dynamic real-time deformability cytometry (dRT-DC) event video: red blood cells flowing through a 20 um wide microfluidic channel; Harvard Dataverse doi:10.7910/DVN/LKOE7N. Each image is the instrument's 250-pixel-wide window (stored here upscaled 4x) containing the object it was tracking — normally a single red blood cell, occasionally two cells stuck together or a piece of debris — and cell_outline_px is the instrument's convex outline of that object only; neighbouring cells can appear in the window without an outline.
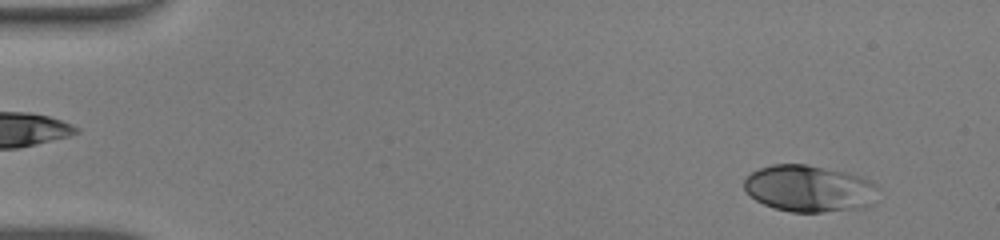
{"species": "human", "species_latin": "Homo sapiens", "temperature_condition": "warm", "stored_images_in_passage": 48, "camera_frame_rate_fps": 3000, "um_per_image_px": 0.085, "donor": {"sex": "male"}, "frame": {"image": 1, "passage_image": 4, "time_ms": 1.0, "image_size_px": [1000, 240], "cell_outline_px": [[880, 188], [876, 204], [868, 208], [824, 212], [792, 212], [772, 208], [748, 196], [744, 188], [744, 180], [752, 172], [760, 168], [772, 164], [808, 164], [848, 172], [860, 176], [876, 184]], "centroid_in_image_um": [68.85, 16.04], "position_along_channel_um": 16.1, "area_um2": 37.4}}
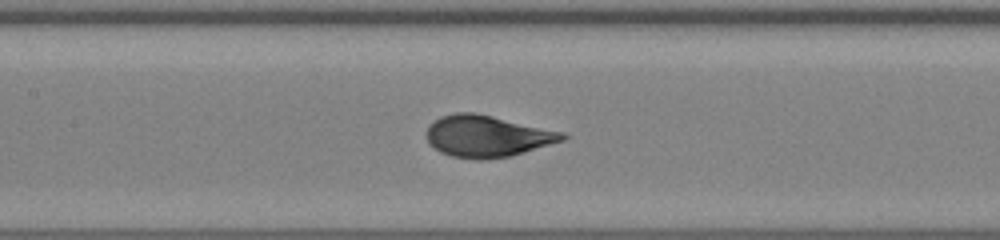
{"frame": {"image": 2, "passage_image": 23, "time_ms": 7.333, "image_size_px": [1000, 240], "cell_outline_px": [[568, 136], [564, 140], [524, 152], [508, 156], [480, 160], [476, 160], [452, 156], [440, 152], [428, 144], [424, 132], [428, 124], [440, 116], [456, 112], [476, 112], [564, 132]], "centroid_in_image_um": [41.34, 11.56], "position_along_channel_um": 166.1, "area_um2": 33.23}}
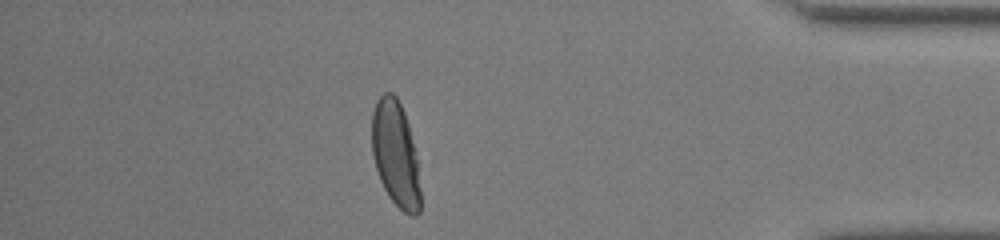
{"frame": {"image": 3, "passage_image": 42, "time_ms": 13.667, "image_size_px": [1000, 240], "cell_outline_px": [[420, 212], [416, 216], [408, 216], [388, 196], [380, 180], [372, 156], [372, 112], [376, 100], [384, 92], [392, 92], [396, 96], [404, 112], [408, 124], [416, 160], [420, 188]], "centroid_in_image_um": [33.6, 13.1], "position_along_channel_um": 401.6, "area_um2": 29.71}, "authors_computed_cell_mechanics": {"area_um2": 33.2061, "velocity_mm_per_s": 4.2994, "shape_relaxation_time_tau1_ms": 3.09, "shape_relaxation_time_tau2_ms": null, "deformation_change_tau1": 0.1999, "deformation_change_tau2": null}}